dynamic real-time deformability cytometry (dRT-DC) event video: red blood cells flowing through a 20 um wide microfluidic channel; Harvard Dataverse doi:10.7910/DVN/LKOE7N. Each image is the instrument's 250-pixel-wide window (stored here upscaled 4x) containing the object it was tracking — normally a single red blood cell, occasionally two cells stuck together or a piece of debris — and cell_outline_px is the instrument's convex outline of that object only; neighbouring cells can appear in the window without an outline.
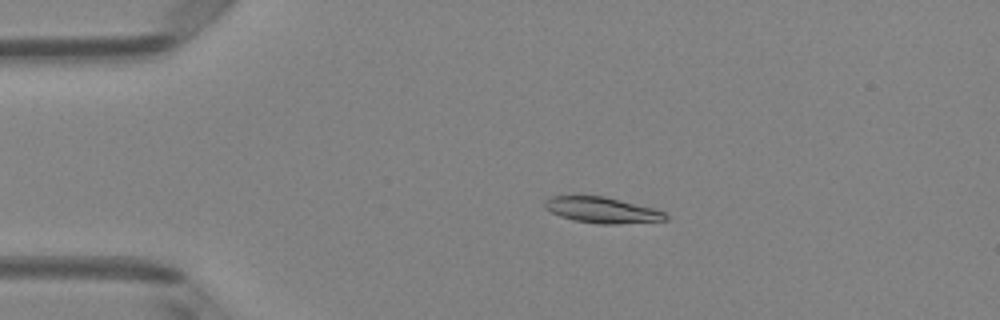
{"species": "Egyptian fruit bat (a non-hibernating species)", "species_latin": "Rousettus aegyptiacus", "temperature_condition": "room temperature", "stored_images_in_passage": 50, "camera_frame_rate_fps": 3000, "um_per_image_px": 0.085, "animal": {"sex": "female"}, "frame": {"image": 1, "passage_image": 11, "time_ms": 3.333, "image_size_px": [1000, 320], "cell_outline_px": [[668, 220], [616, 224], [600, 224], [572, 220], [560, 216], [544, 208], [544, 200], [552, 196], [604, 196], [652, 208], [664, 212], [668, 216]], "centroid_in_image_um": [51.15, 17.86], "position_along_channel_um": 33.8, "area_um2": 18.09}}
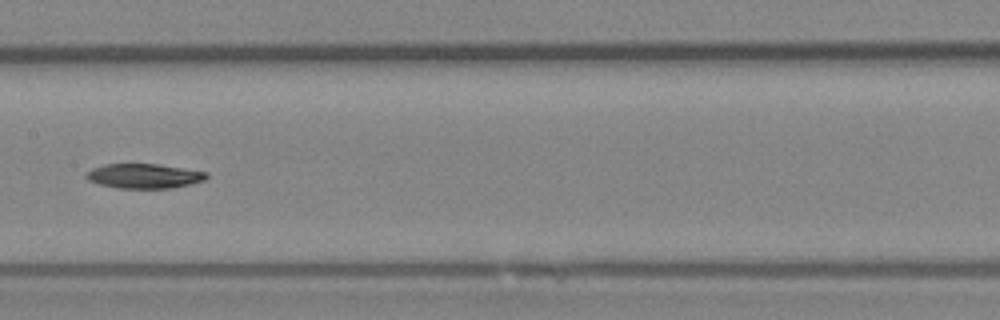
{"frame": {"image": 2, "passage_image": 26, "time_ms": 8.333, "image_size_px": [1000, 320], "cell_outline_px": [[208, 176], [204, 180], [172, 188], [120, 188], [100, 184], [88, 180], [84, 176], [92, 168], [104, 164], [156, 164], [208, 172]], "centroid_in_image_um": [12.23, 14.96], "position_along_channel_um": 195.2, "area_um2": 17.05}}
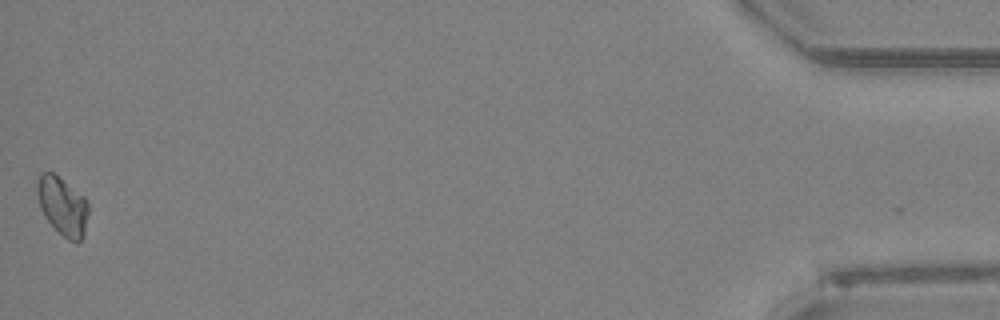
{"frame": {"image": 3, "passage_image": 50, "time_ms": 16.333, "image_size_px": [1000, 320], "cell_outline_px": [[88, 212], [84, 236], [76, 244], [68, 240], [44, 216], [40, 208], [36, 192], [36, 180], [40, 172], [52, 172], [84, 196], [88, 204]], "centroid_in_image_um": [5.3, 17.5], "position_along_channel_um": 429.9, "area_um2": 17.46}, "authors_computed_cell_mechanics": {"area_um2": 17.9469, "velocity_mm_per_s": 4.1106, "shape_relaxation_time_tau1_ms": 11.0268, "shape_relaxation_time_tau2_ms": null, "deformation_change_tau1": 0.1867, "deformation_change_tau2": null}}